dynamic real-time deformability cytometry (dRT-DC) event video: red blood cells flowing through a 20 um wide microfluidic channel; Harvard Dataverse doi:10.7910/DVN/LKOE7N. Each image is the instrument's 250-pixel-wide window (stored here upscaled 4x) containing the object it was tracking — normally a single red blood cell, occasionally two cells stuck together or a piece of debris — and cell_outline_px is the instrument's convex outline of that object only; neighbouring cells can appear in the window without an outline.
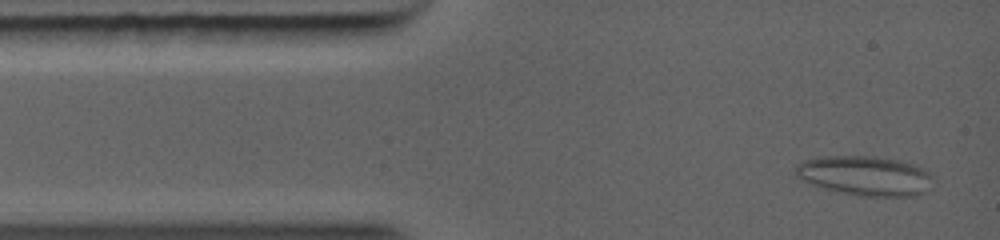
{"species": "common noctule bat (a hibernating species)", "species_latin": "Nyctalus noctula", "temperature_condition": "warm", "stored_images_in_passage": 19, "camera_frame_rate_fps": 5000, "um_per_image_px": 0.085, "animal": {"sex": "female", "body_mass_g": 19.0, "forearm_length_mm": 56.7}, "frame": {"image": 1, "passage_image": 2, "time_ms": 0.4, "image_size_px": [1000, 240], "cell_outline_px": [[916, 172], [856, 188], [840, 188], [824, 184], [812, 180], [804, 164], [812, 160], [884, 160], [900, 164], [912, 168]], "centroid_in_image_um": [72.64, 14.63], "position_along_channel_um": 12.4, "area_um2": 16.36}}
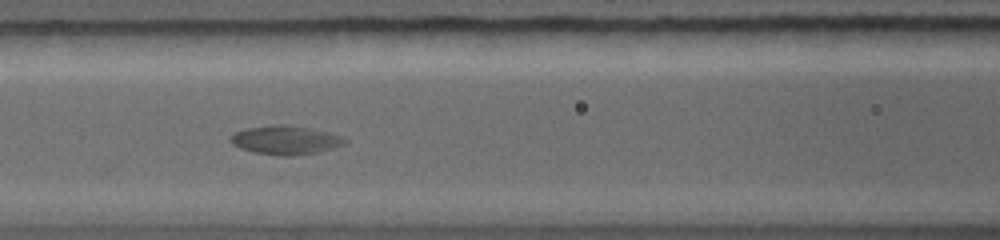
{"frame": {"image": 2, "passage_image": 9, "time_ms": 4.6, "image_size_px": [1000, 240], "cell_outline_px": [[324, 140], [308, 152], [260, 152], [244, 148], [236, 144], [232, 140], [232, 136], [236, 132], [248, 128], [300, 128], [320, 136]], "centroid_in_image_um": [23.54, 11.89], "position_along_channel_um": 143.1, "area_um2": 13.18}}
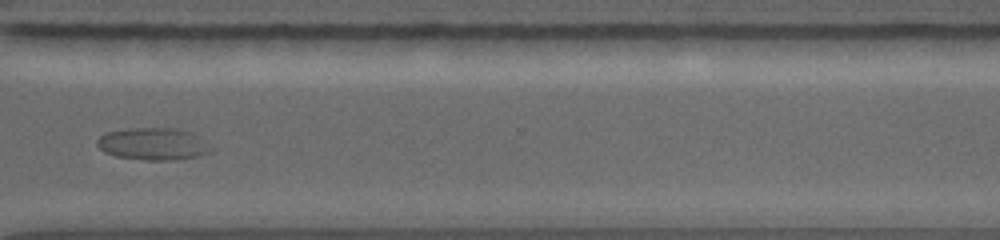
{"frame": {"image": 3, "passage_image": 17, "time_ms": 9.4, "image_size_px": [1000, 240], "cell_outline_px": [[192, 156], [120, 156], [108, 152], [100, 144], [100, 136], [108, 132], [128, 128], [168, 128], [184, 132]], "centroid_in_image_um": [12.42, 12.11], "position_along_channel_um": 358.2, "area_um2": 16.18}}